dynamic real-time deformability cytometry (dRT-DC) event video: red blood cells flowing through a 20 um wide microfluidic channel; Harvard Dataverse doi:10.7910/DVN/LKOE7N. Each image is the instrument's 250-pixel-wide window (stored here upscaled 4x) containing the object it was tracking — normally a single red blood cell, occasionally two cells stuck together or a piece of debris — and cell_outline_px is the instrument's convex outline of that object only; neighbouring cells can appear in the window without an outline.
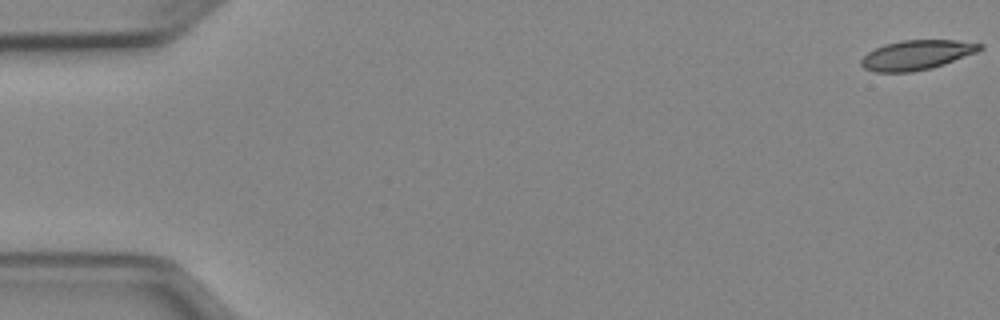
{"species": "Egyptian fruit bat (a non-hibernating species)", "species_latin": "Rousettus aegyptiacus", "temperature_condition": "cold", "stored_images_in_passage": 46, "camera_frame_rate_fps": 3000, "um_per_image_px": 0.085, "animal": {"sex": "female"}, "frame": {"image": 1, "passage_image": 1, "time_ms": 0.0, "image_size_px": [1000, 320], "cell_outline_px": [[984, 48], [976, 52], [944, 64], [932, 68], [912, 72], [876, 72], [864, 68], [860, 64], [860, 60], [868, 52], [884, 44], [900, 40], [956, 40], [984, 44]], "centroid_in_image_um": [77.91, 4.67], "position_along_channel_um": 7.1, "area_um2": 20.52}}
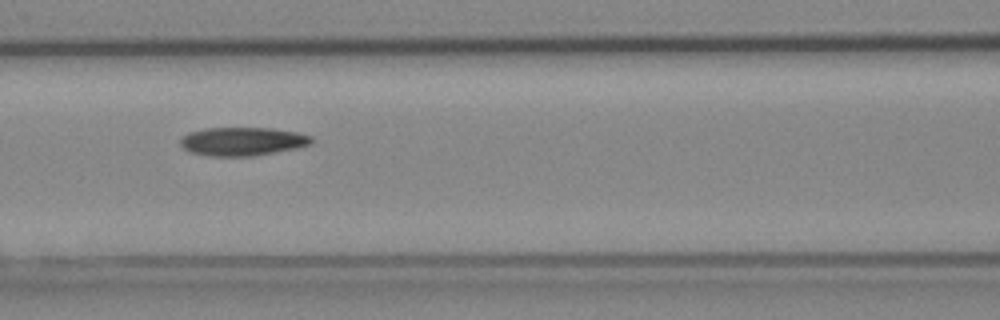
{"frame": {"image": 2, "passage_image": 23, "time_ms": 7.333, "image_size_px": [1000, 320], "cell_outline_px": [[312, 144], [296, 148], [252, 156], [212, 156], [192, 152], [184, 148], [180, 144], [180, 136], [188, 132], [204, 128], [272, 128], [296, 132], [312, 136]], "centroid_in_image_um": [20.59, 12.01], "position_along_channel_um": 146.0, "area_um2": 21.73}}
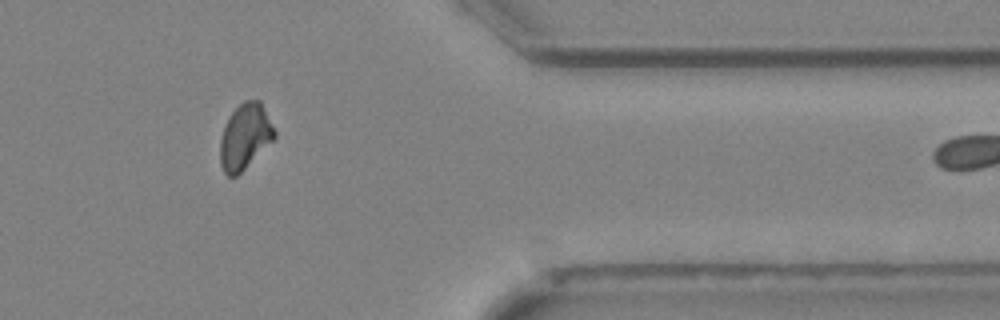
{"frame": {"image": 3, "passage_image": 43, "time_ms": 14.0, "image_size_px": [1000, 320], "cell_outline_px": [[276, 136], [236, 176], [228, 176], [224, 172], [220, 164], [220, 140], [224, 124], [232, 112], [244, 100], [260, 100], [276, 132]], "centroid_in_image_um": [20.8, 11.59], "position_along_channel_um": 390.6, "area_um2": 20.35}, "authors_computed_cell_mechanics": {"area_um2": 21.3571, "velocity_mm_per_s": 3.9626, "shape_relaxation_time_tau1_ms": 11.2848, "shape_relaxation_time_tau2_ms": null, "deformation_change_tau1": 0.202, "deformation_change_tau2": null}}